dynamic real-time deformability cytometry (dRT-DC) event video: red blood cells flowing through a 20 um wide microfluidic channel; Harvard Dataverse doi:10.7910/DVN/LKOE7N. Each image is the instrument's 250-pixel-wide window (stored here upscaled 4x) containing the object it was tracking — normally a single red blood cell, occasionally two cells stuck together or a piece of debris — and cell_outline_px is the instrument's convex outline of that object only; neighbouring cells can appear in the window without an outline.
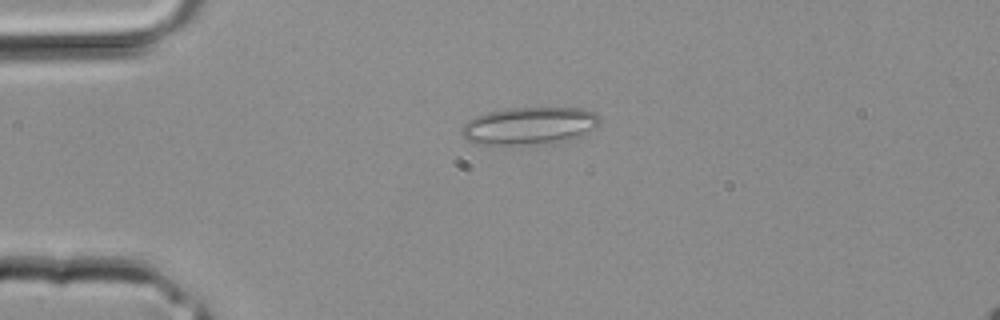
{"species": "common noctule bat (a hibernating species)", "species_latin": "Nyctalus noctula", "temperature_condition": "room temperature", "stored_images_in_passage": 1, "camera_frame_rate_fps": 3000, "um_per_image_px": 0.085, "animal": {"sex": "male", "body_mass_g": 20.4}, "frame": {"image": 1, "passage_image": 1, "time_ms": 0.0, "image_size_px": [1000, 320], "cell_outline_px": [[600, 124], [596, 128], [580, 136], [568, 140], [544, 144], [476, 144], [468, 140], [460, 132], [460, 128], [468, 120], [476, 116], [488, 112], [508, 108], [580, 108], [596, 112], [600, 116]], "centroid_in_image_um": [45.03, 10.69], "position_along_channel_um": 40.0, "area_um2": 30.35}}